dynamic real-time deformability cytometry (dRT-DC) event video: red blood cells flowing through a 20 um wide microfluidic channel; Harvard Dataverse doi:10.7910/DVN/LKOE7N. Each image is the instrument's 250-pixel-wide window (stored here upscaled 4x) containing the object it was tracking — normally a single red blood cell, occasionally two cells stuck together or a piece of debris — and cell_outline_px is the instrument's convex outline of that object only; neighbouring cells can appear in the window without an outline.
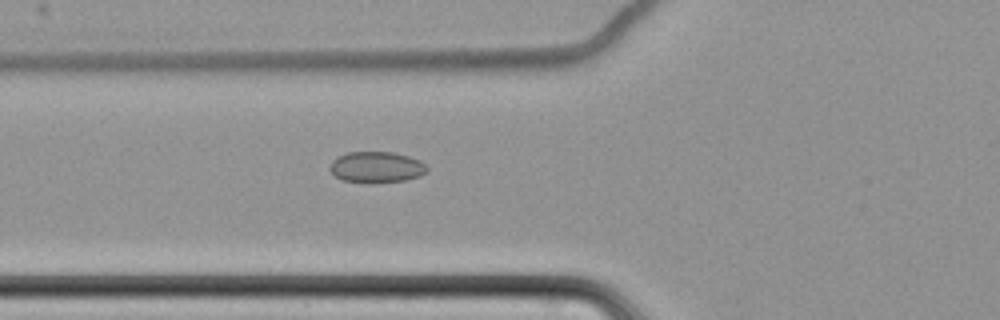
{"species": "common noctule bat (a hibernating species)", "species_latin": "Nyctalus noctula", "temperature_condition": "cold", "stored_images_in_passage": 49, "camera_frame_rate_fps": 3000, "um_per_image_px": 0.085, "animal": {"sex": "female", "body_mass_g": 22.7, "forearm_length_mm": 54.2}, "frame": {"image": 1, "passage_image": 12, "time_ms": 3.667, "image_size_px": [1000, 320], "cell_outline_px": [[428, 172], [420, 176], [404, 180], [372, 184], [368, 184], [344, 180], [336, 176], [328, 168], [332, 160], [348, 152], [392, 152], [408, 156], [420, 160], [428, 168]], "centroid_in_image_um": [32.01, 14.22], "position_along_channel_um": 93.8, "area_um2": 17.74}}
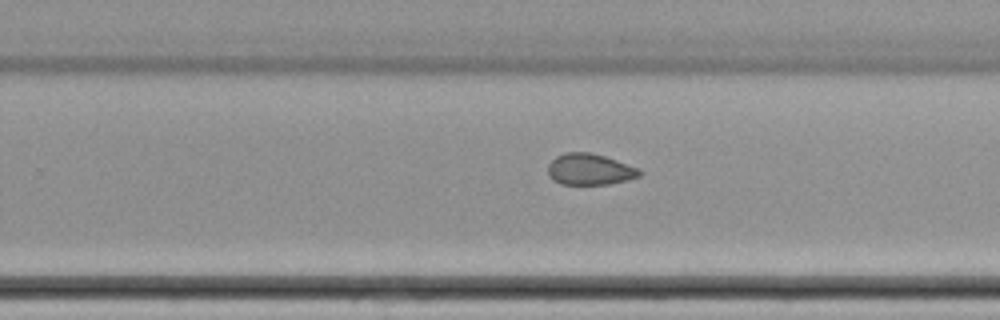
{"frame": {"image": 2, "passage_image": 28, "time_ms": 9.0, "image_size_px": [1000, 320], "cell_outline_px": [[640, 176], [628, 180], [608, 184], [560, 184], [552, 180], [548, 176], [548, 164], [556, 156], [564, 152], [592, 152], [640, 168]], "centroid_in_image_um": [50.1, 14.39], "position_along_channel_um": 279.7, "area_um2": 16.82}}
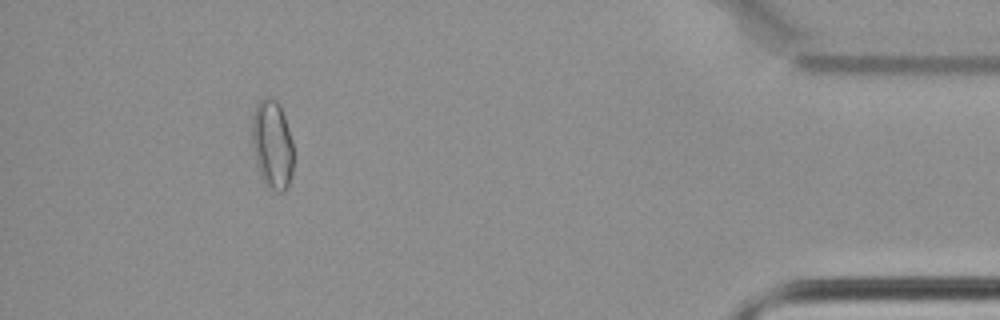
{"frame": {"image": 3, "passage_image": 44, "time_ms": 14.333, "image_size_px": [1000, 320], "cell_outline_px": [[292, 172], [288, 188], [284, 192], [276, 192], [268, 188], [264, 184], [260, 176], [256, 164], [252, 144], [252, 116], [256, 104], [260, 100], [268, 96], [276, 100], [280, 104], [292, 140]], "centroid_in_image_um": [23.13, 12.31], "position_along_channel_um": 412.1, "area_um2": 21.73}, "authors_computed_cell_mechanics": {"area_um2": 17.6868, "velocity_mm_per_s": 3.4816, "shape_relaxation_time_tau1_ms": null, "shape_relaxation_time_tau2_ms": 4.9539, "deformation_change_tau1": null, "deformation_change_tau2": 0.0783}}